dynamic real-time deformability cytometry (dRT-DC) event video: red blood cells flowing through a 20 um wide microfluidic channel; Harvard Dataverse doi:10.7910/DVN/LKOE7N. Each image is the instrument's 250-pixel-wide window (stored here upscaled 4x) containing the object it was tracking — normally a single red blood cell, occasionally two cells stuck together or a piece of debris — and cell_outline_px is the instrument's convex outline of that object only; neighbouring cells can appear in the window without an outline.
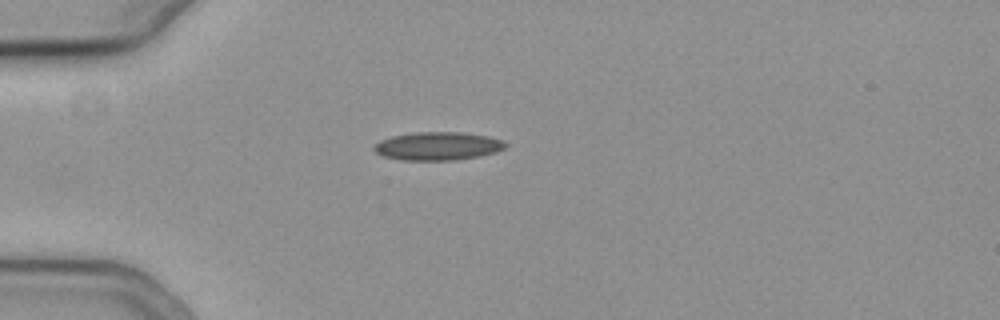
{"species": "common noctule bat (a hibernating species)", "species_latin": "Nyctalus noctula", "temperature_condition": "cold", "stored_images_in_passage": 33, "camera_frame_rate_fps": 3000, "um_per_image_px": 0.085, "animal": {"sex": "female", "body_mass_g": 19.3, "forearm_length_mm": 54.1}, "frame": {"image": 1, "passage_image": 1, "time_ms": 0.0, "image_size_px": [1000, 320], "cell_outline_px": [[508, 144], [504, 148], [496, 152], [480, 156], [456, 160], [400, 160], [384, 156], [376, 152], [372, 148], [380, 140], [392, 136], [416, 132], [460, 132], [488, 136], [500, 140]], "centroid_in_image_um": [37.21, 12.42], "position_along_channel_um": 47.8, "area_um2": 21.56}}
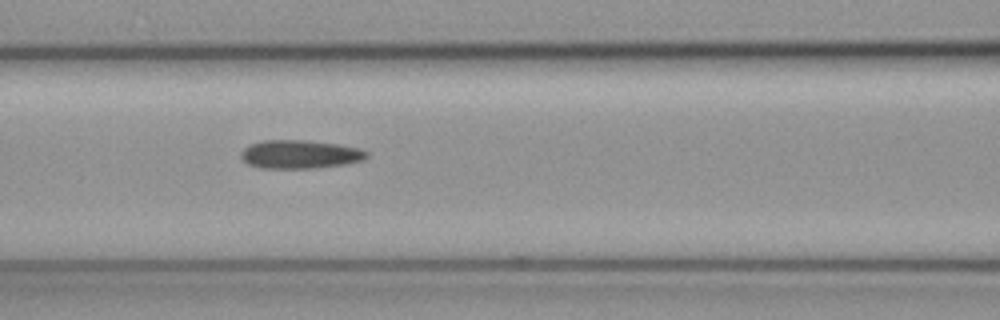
{"frame": {"image": 2, "passage_image": 10, "time_ms": 3.0, "image_size_px": [1000, 320], "cell_outline_px": [[368, 156], [364, 160], [344, 164], [316, 168], [260, 168], [248, 164], [240, 156], [240, 152], [244, 148], [252, 144], [264, 140], [304, 140], [336, 144], [360, 148], [368, 152]], "centroid_in_image_um": [25.5, 13.12], "position_along_channel_um": 141.1, "area_um2": 20.81}}
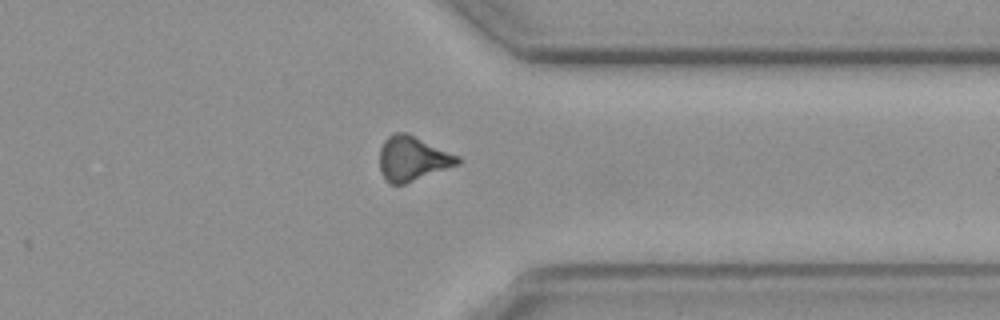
{"frame": {"image": 3, "passage_image": 29, "time_ms": 9.333, "image_size_px": [1000, 320], "cell_outline_px": [[460, 164], [404, 184], [388, 184], [384, 180], [380, 172], [380, 148], [384, 140], [388, 136], [396, 132], [404, 132], [460, 156]], "centroid_in_image_um": [35.04, 13.5], "position_along_channel_um": 376.4, "area_um2": 20.23}}